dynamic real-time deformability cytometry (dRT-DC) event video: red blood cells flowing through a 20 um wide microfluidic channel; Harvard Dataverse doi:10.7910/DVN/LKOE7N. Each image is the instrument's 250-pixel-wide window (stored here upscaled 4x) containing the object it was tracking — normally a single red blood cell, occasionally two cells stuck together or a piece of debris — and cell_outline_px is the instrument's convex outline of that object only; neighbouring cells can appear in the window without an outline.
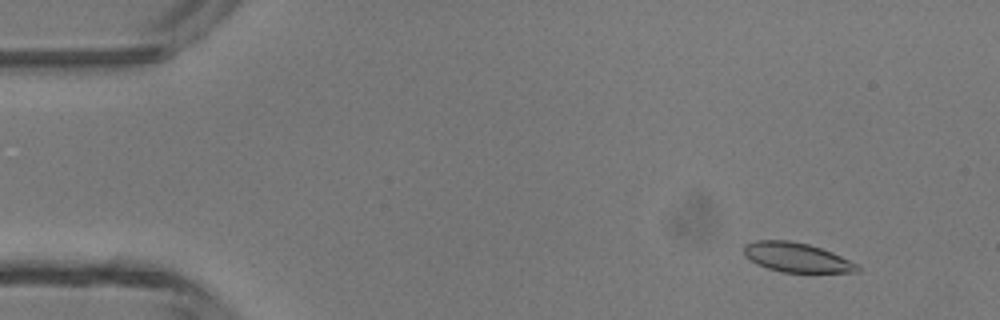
{"species": "common noctule bat (a hibernating species)", "species_latin": "Nyctalus noctula", "temperature_condition": "room temperature", "stored_images_in_passage": 47, "camera_frame_rate_fps": 3000, "um_per_image_px": 0.085, "animal": {"sex": "male", "body_mass_g": 13.3}, "frame": {"image": 1, "passage_image": 5, "time_ms": 1.333, "image_size_px": [1000, 320], "cell_outline_px": [[860, 272], [780, 272], [756, 264], [744, 256], [744, 244], [756, 240], [788, 240], [808, 244], [832, 252], [860, 264]], "centroid_in_image_um": [67.72, 21.88], "position_along_channel_um": 17.3, "area_um2": 19.59}}
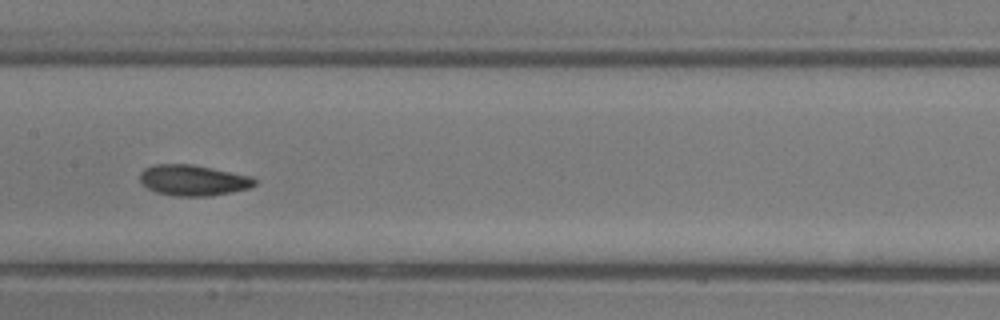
{"frame": {"image": 2, "passage_image": 24, "time_ms": 7.667, "image_size_px": [1000, 320], "cell_outline_px": [[256, 184], [248, 188], [232, 192], [212, 196], [176, 196], [156, 192], [148, 188], [140, 180], [140, 172], [144, 168], [156, 164], [192, 164], [252, 176], [256, 180]], "centroid_in_image_um": [16.43, 15.32], "position_along_channel_um": 191.0, "area_um2": 20.58}}
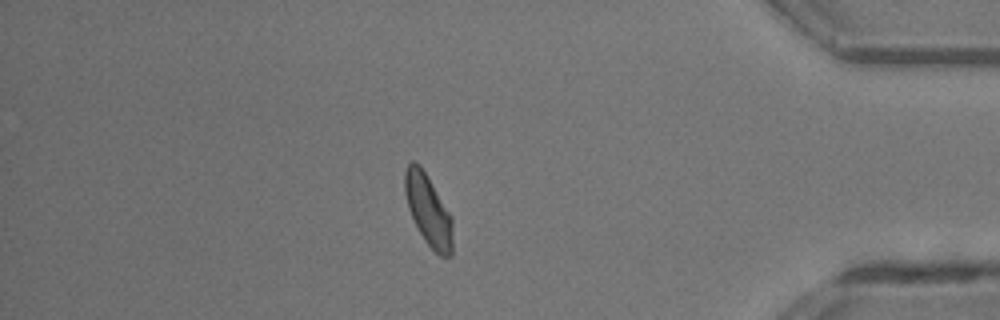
{"frame": {"image": 3, "passage_image": 41, "time_ms": 13.333, "image_size_px": [1000, 320], "cell_outline_px": [[452, 256], [440, 256], [424, 240], [408, 208], [404, 192], [404, 172], [408, 164], [412, 160], [420, 164], [452, 216]], "centroid_in_image_um": [36.4, 17.84], "position_along_channel_um": 398.8, "area_um2": 19.71}, "authors_computed_cell_mechanics": {"area_um2": 20.0566, "velocity_mm_per_s": 4.36, "shape_relaxation_time_tau1_ms": 4.9307, "shape_relaxation_time_tau2_ms": 4.0685, "deformation_change_tau1": 0.1422, "deformation_change_tau2": 0.0804}}